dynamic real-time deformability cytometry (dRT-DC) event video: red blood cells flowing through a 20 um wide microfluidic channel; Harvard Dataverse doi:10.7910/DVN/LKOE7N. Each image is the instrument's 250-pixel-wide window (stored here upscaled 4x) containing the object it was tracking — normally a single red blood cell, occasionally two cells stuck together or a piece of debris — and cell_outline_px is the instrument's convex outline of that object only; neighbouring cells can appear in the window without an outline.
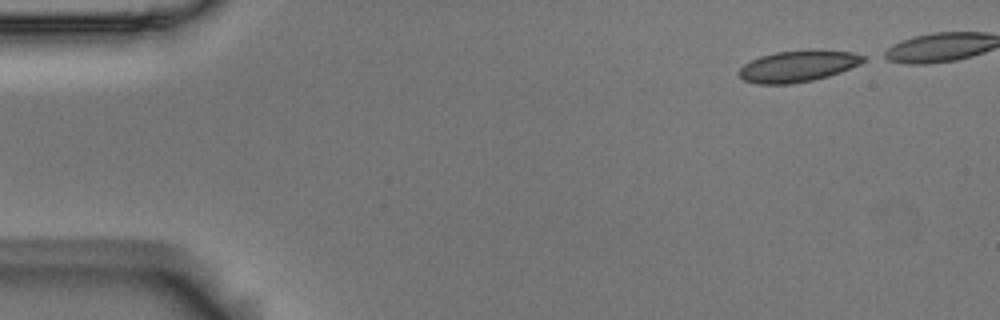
{"species": "Egyptian fruit bat (a non-hibernating species)", "species_latin": "Rousettus aegyptiacus", "temperature_condition": "room temperature", "stored_images_in_passage": 5, "camera_frame_rate_fps": 3000, "um_per_image_px": 0.085, "animal": {"sex": "male"}, "frame": {"image": 1, "passage_image": 1, "time_ms": 0.0, "image_size_px": [1000, 320], "cell_outline_px": [[868, 60], [860, 64], [840, 72], [828, 76], [812, 80], [788, 84], [756, 84], [744, 80], [736, 72], [744, 64], [760, 56], [776, 52], [816, 48], [820, 48], [852, 52], [864, 56]], "centroid_in_image_um": [67.85, 5.6], "position_along_channel_um": 17.2, "area_um2": 23.12}}
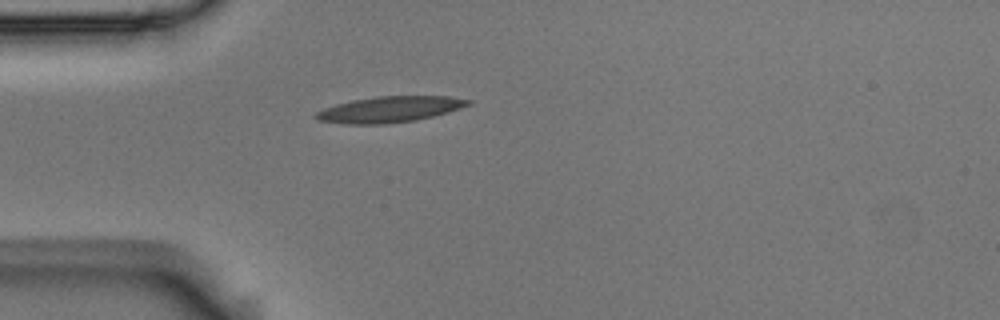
{"frame": {"image": 2, "passage_image": 5, "time_ms": 1.333, "image_size_px": [1000, 320], "cell_outline_px": [[472, 104], [448, 112], [416, 120], [388, 124], [344, 124], [316, 120], [312, 116], [316, 112], [324, 108], [336, 104], [352, 100], [376, 96], [448, 96], [472, 100]], "centroid_in_image_um": [33.09, 9.3], "position_along_channel_um": 51.9, "area_um2": 23.18}}